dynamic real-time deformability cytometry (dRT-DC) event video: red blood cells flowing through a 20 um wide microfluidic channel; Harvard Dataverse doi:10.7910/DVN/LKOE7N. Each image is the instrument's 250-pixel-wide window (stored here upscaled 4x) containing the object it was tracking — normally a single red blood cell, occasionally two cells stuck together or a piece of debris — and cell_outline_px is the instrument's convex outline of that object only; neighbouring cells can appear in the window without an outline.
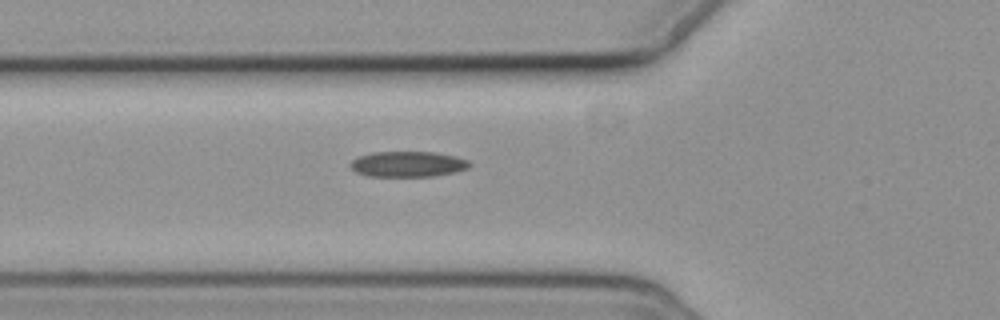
{"species": "common noctule bat (a hibernating species)", "species_latin": "Nyctalus noctula", "temperature_condition": "cold", "stored_images_in_passage": 3, "camera_frame_rate_fps": 3000, "um_per_image_px": 0.085, "animal": {"sex": "female", "body_mass_g": 19.3, "forearm_length_mm": 54.1}, "frame": {"image": 1, "passage_image": 3, "time_ms": 2.667, "image_size_px": [1000, 320], "cell_outline_px": [[472, 164], [468, 168], [456, 172], [436, 176], [368, 176], [356, 172], [348, 164], [352, 160], [360, 156], [372, 152], [432, 152], [456, 156], [468, 160]], "centroid_in_image_um": [34.69, 13.95], "position_along_channel_um": 91.1, "area_um2": 17.8}}